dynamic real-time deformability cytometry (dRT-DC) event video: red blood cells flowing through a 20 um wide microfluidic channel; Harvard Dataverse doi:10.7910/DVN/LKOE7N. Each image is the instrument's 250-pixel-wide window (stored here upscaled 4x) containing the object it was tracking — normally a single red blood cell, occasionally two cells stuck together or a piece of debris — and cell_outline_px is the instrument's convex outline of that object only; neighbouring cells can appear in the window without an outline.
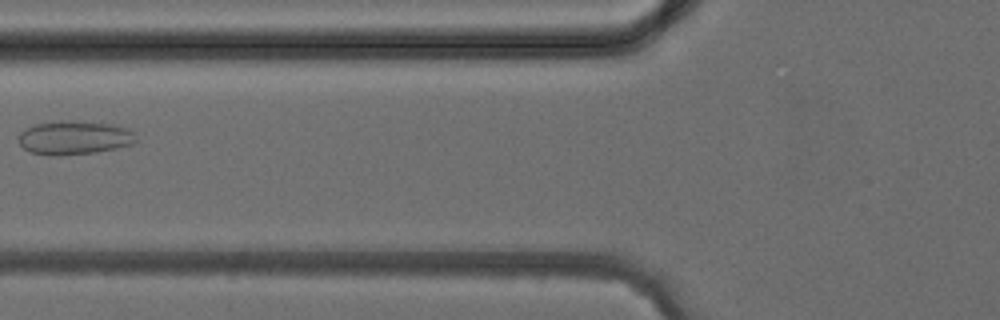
{"species": "common noctule bat (a hibernating species)", "species_latin": "Nyctalus noctula", "temperature_condition": "cold", "stored_images_in_passage": 4, "camera_frame_rate_fps": 3000, "um_per_image_px": 0.085, "animal": {"sex": "female", "body_mass_g": 24.6, "forearm_length_mm": 56.2}, "frame": {"image": 1, "passage_image": 4, "time_ms": 4.667, "image_size_px": [1000, 320], "cell_outline_px": [[136, 140], [132, 144], [116, 148], [96, 152], [60, 156], [48, 156], [32, 152], [24, 148], [20, 144], [20, 132], [36, 124], [60, 120], [64, 120], [112, 124], [124, 128], [132, 132]], "centroid_in_image_um": [6.29, 11.72], "position_along_channel_um": 119.5, "area_um2": 22.83}}